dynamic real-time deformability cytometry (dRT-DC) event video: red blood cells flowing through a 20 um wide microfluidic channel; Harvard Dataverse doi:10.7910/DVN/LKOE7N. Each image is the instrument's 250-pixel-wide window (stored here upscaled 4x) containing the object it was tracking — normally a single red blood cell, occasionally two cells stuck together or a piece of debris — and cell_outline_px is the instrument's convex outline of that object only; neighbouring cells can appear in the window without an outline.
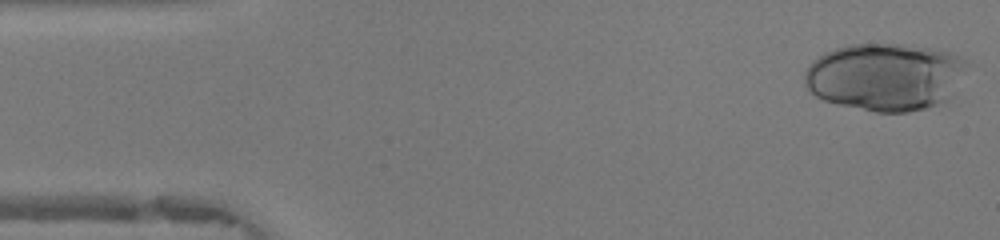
{"species": "human", "species_latin": "Homo sapiens", "temperature_condition": "warm", "stored_images_in_passage": 16, "camera_frame_rate_fps": 3000, "um_per_image_px": 0.085, "donor": {"sex": "female"}, "frame": {"image": 1, "passage_image": 1, "time_ms": 0.0, "image_size_px": [1000, 240], "cell_outline_px": [[972, 64], [948, 100], [928, 108], [908, 112], [876, 112], [840, 104], [824, 100], [816, 96], [804, 84], [804, 72], [808, 64], [820, 56], [836, 48], [848, 44], [904, 44], [928, 48], [948, 52], [964, 56]], "centroid_in_image_um": [75.31, 6.52], "position_along_channel_um": 9.7, "area_um2": 64.5}}